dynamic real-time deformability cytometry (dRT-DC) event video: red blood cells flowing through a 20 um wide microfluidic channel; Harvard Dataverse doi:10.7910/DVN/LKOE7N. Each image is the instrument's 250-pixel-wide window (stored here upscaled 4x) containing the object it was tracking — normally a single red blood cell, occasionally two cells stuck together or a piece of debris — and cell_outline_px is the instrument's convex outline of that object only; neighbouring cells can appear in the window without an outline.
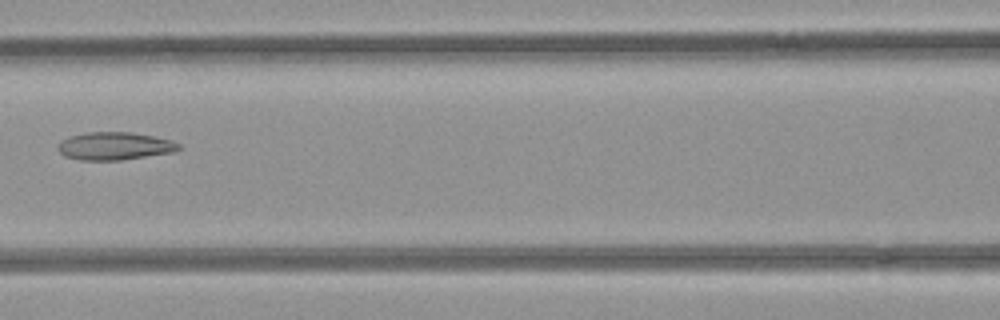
{"species": "common noctule bat (a hibernating species)", "species_latin": "Nyctalus noctula", "temperature_condition": "room temperature", "stored_images_in_passage": 7, "camera_frame_rate_fps": 3000, "um_per_image_px": 0.085, "animal": {"sex": "female", "body_mass_g": 21.9}, "frame": {"image": 1, "passage_image": 7, "time_ms": 2.0, "image_size_px": [1000, 320], "cell_outline_px": [[184, 148], [176, 152], [120, 160], [80, 160], [64, 156], [56, 148], [60, 140], [68, 136], [84, 132], [132, 132], [172, 140], [180, 144]], "centroid_in_image_um": [9.75, 12.41], "position_along_channel_um": 156.9, "area_um2": 19.94}}